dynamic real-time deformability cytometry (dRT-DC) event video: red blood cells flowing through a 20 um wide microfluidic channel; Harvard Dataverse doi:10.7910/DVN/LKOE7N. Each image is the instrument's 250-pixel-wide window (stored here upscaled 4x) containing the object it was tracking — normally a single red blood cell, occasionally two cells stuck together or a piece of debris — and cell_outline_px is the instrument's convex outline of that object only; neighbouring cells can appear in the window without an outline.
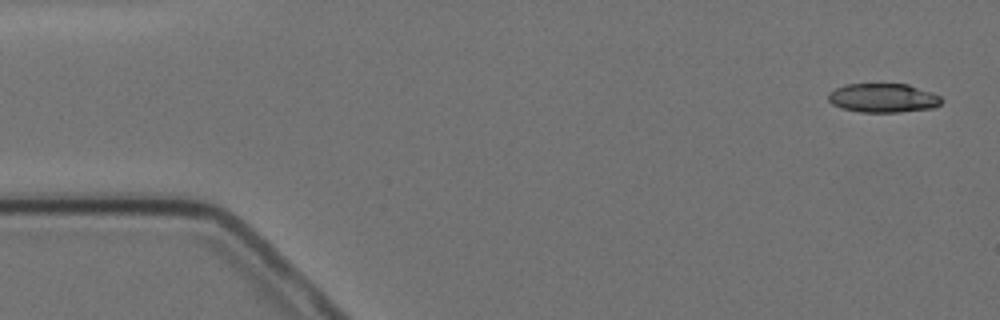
{"species": "Egyptian fruit bat (a non-hibernating species)", "species_latin": "Rousettus aegyptiacus", "temperature_condition": "cold", "stored_images_in_passage": 4, "camera_frame_rate_fps": 3000, "um_per_image_px": 0.085, "animal": {"sex": "female"}, "frame": {"image": 1, "passage_image": 1, "time_ms": 0.0, "image_size_px": [1000, 320], "cell_outline_px": [[944, 100], [936, 108], [900, 112], [860, 112], [840, 108], [832, 104], [828, 100], [828, 92], [844, 84], [908, 84], [932, 92], [940, 96]], "centroid_in_image_um": [75.07, 8.33], "position_along_channel_um": 9.9, "area_um2": 19.42}}
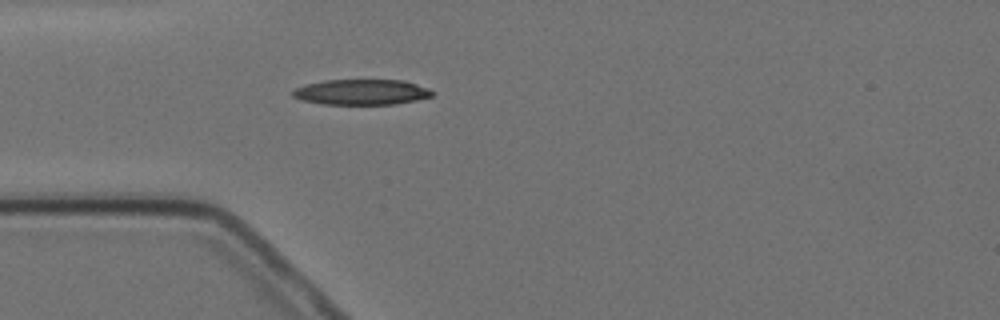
{"frame": {"image": 2, "passage_image": 4, "time_ms": 4.333, "image_size_px": [1000, 320], "cell_outline_px": [[436, 92], [432, 96], [416, 100], [396, 104], [324, 104], [304, 100], [292, 96], [292, 92], [296, 88], [304, 84], [324, 80], [404, 80], [428, 88]], "centroid_in_image_um": [30.75, 7.82], "position_along_channel_um": 54.2, "area_um2": 20.69}}